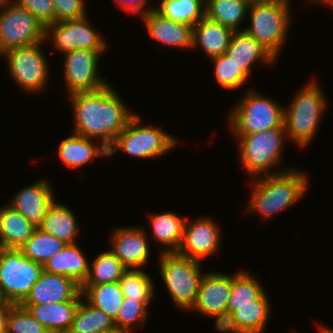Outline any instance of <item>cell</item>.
Segmentation results:
<instances>
[{"mask_svg": "<svg viewBox=\"0 0 333 333\" xmlns=\"http://www.w3.org/2000/svg\"><path fill=\"white\" fill-rule=\"evenodd\" d=\"M285 0H271L249 7L250 25L243 28L276 58L283 49L291 22V5Z\"/></svg>", "mask_w": 333, "mask_h": 333, "instance_id": "8992f818", "label": "cell"}, {"mask_svg": "<svg viewBox=\"0 0 333 333\" xmlns=\"http://www.w3.org/2000/svg\"><path fill=\"white\" fill-rule=\"evenodd\" d=\"M249 78L252 67L257 62L271 66L277 58L255 38L244 30L234 31L229 46L224 53Z\"/></svg>", "mask_w": 333, "mask_h": 333, "instance_id": "ffe728a7", "label": "cell"}, {"mask_svg": "<svg viewBox=\"0 0 333 333\" xmlns=\"http://www.w3.org/2000/svg\"><path fill=\"white\" fill-rule=\"evenodd\" d=\"M78 244L66 247L43 264V270L48 273L64 275L74 279L81 286L89 274V260L82 253Z\"/></svg>", "mask_w": 333, "mask_h": 333, "instance_id": "d4e9b609", "label": "cell"}, {"mask_svg": "<svg viewBox=\"0 0 333 333\" xmlns=\"http://www.w3.org/2000/svg\"><path fill=\"white\" fill-rule=\"evenodd\" d=\"M315 79L297 92L288 107L284 108L283 125L287 138L299 147L313 140L327 106V99ZM289 135V136H288Z\"/></svg>", "mask_w": 333, "mask_h": 333, "instance_id": "3957f363", "label": "cell"}, {"mask_svg": "<svg viewBox=\"0 0 333 333\" xmlns=\"http://www.w3.org/2000/svg\"><path fill=\"white\" fill-rule=\"evenodd\" d=\"M144 229L118 227L111 235L110 250L126 269H141L148 262L150 245Z\"/></svg>", "mask_w": 333, "mask_h": 333, "instance_id": "ac0fdd59", "label": "cell"}, {"mask_svg": "<svg viewBox=\"0 0 333 333\" xmlns=\"http://www.w3.org/2000/svg\"><path fill=\"white\" fill-rule=\"evenodd\" d=\"M95 139L87 138L78 134L63 139L58 144V158L68 168H80L95 159L94 157L107 158L108 148L103 144L99 146L93 141ZM96 144V145H95Z\"/></svg>", "mask_w": 333, "mask_h": 333, "instance_id": "7402d4cb", "label": "cell"}, {"mask_svg": "<svg viewBox=\"0 0 333 333\" xmlns=\"http://www.w3.org/2000/svg\"><path fill=\"white\" fill-rule=\"evenodd\" d=\"M78 228L73 211L66 204L58 203L56 200L48 208L45 218L38 227L67 245L76 244Z\"/></svg>", "mask_w": 333, "mask_h": 333, "instance_id": "4316f807", "label": "cell"}, {"mask_svg": "<svg viewBox=\"0 0 333 333\" xmlns=\"http://www.w3.org/2000/svg\"><path fill=\"white\" fill-rule=\"evenodd\" d=\"M82 297L81 285L74 279L43 270L38 281L20 305L81 301Z\"/></svg>", "mask_w": 333, "mask_h": 333, "instance_id": "2e32d148", "label": "cell"}, {"mask_svg": "<svg viewBox=\"0 0 333 333\" xmlns=\"http://www.w3.org/2000/svg\"><path fill=\"white\" fill-rule=\"evenodd\" d=\"M214 62L216 81L225 89H238L249 80L225 54L210 58Z\"/></svg>", "mask_w": 333, "mask_h": 333, "instance_id": "f35d334b", "label": "cell"}, {"mask_svg": "<svg viewBox=\"0 0 333 333\" xmlns=\"http://www.w3.org/2000/svg\"><path fill=\"white\" fill-rule=\"evenodd\" d=\"M233 33L231 28L203 17L193 26L192 49L201 46L208 58L222 55L226 52Z\"/></svg>", "mask_w": 333, "mask_h": 333, "instance_id": "603a6c76", "label": "cell"}, {"mask_svg": "<svg viewBox=\"0 0 333 333\" xmlns=\"http://www.w3.org/2000/svg\"><path fill=\"white\" fill-rule=\"evenodd\" d=\"M246 3H248L249 5L252 4H259V3H265L271 0H244Z\"/></svg>", "mask_w": 333, "mask_h": 333, "instance_id": "c3c4849f", "label": "cell"}, {"mask_svg": "<svg viewBox=\"0 0 333 333\" xmlns=\"http://www.w3.org/2000/svg\"><path fill=\"white\" fill-rule=\"evenodd\" d=\"M109 83L92 92H76L68 95L73 106V133L100 139L109 148L119 133L135 115L131 113L118 92Z\"/></svg>", "mask_w": 333, "mask_h": 333, "instance_id": "6da1fadb", "label": "cell"}, {"mask_svg": "<svg viewBox=\"0 0 333 333\" xmlns=\"http://www.w3.org/2000/svg\"><path fill=\"white\" fill-rule=\"evenodd\" d=\"M249 7L244 0H205V17L233 31H241L240 24Z\"/></svg>", "mask_w": 333, "mask_h": 333, "instance_id": "f546056e", "label": "cell"}, {"mask_svg": "<svg viewBox=\"0 0 333 333\" xmlns=\"http://www.w3.org/2000/svg\"><path fill=\"white\" fill-rule=\"evenodd\" d=\"M44 41L45 27L29 10L11 0L0 2V55Z\"/></svg>", "mask_w": 333, "mask_h": 333, "instance_id": "30bf717a", "label": "cell"}, {"mask_svg": "<svg viewBox=\"0 0 333 333\" xmlns=\"http://www.w3.org/2000/svg\"><path fill=\"white\" fill-rule=\"evenodd\" d=\"M118 4L117 6H120L119 8L122 10H125L128 13H139L140 16L145 15L147 12H149L152 9H155L154 7H150L148 0H115Z\"/></svg>", "mask_w": 333, "mask_h": 333, "instance_id": "b9f144b4", "label": "cell"}, {"mask_svg": "<svg viewBox=\"0 0 333 333\" xmlns=\"http://www.w3.org/2000/svg\"><path fill=\"white\" fill-rule=\"evenodd\" d=\"M228 115L229 128L235 136L284 128V107L254 89H248Z\"/></svg>", "mask_w": 333, "mask_h": 333, "instance_id": "277c9868", "label": "cell"}, {"mask_svg": "<svg viewBox=\"0 0 333 333\" xmlns=\"http://www.w3.org/2000/svg\"><path fill=\"white\" fill-rule=\"evenodd\" d=\"M231 292V274L207 272L203 274L195 304L190 309L204 316L216 318L218 329L227 318L228 301Z\"/></svg>", "mask_w": 333, "mask_h": 333, "instance_id": "5bb4252c", "label": "cell"}, {"mask_svg": "<svg viewBox=\"0 0 333 333\" xmlns=\"http://www.w3.org/2000/svg\"><path fill=\"white\" fill-rule=\"evenodd\" d=\"M115 327L114 320L82 297L67 333H102Z\"/></svg>", "mask_w": 333, "mask_h": 333, "instance_id": "4dcf8cb0", "label": "cell"}, {"mask_svg": "<svg viewBox=\"0 0 333 333\" xmlns=\"http://www.w3.org/2000/svg\"><path fill=\"white\" fill-rule=\"evenodd\" d=\"M151 300H133L131 298H124L121 308L119 309L117 317L114 319L115 327L133 330L138 323L143 326L148 314V305Z\"/></svg>", "mask_w": 333, "mask_h": 333, "instance_id": "74e56055", "label": "cell"}, {"mask_svg": "<svg viewBox=\"0 0 333 333\" xmlns=\"http://www.w3.org/2000/svg\"><path fill=\"white\" fill-rule=\"evenodd\" d=\"M43 271V265L23 255L20 249L0 248V289L10 304H20Z\"/></svg>", "mask_w": 333, "mask_h": 333, "instance_id": "9c48e42d", "label": "cell"}, {"mask_svg": "<svg viewBox=\"0 0 333 333\" xmlns=\"http://www.w3.org/2000/svg\"><path fill=\"white\" fill-rule=\"evenodd\" d=\"M141 116L135 114L127 126L119 133L114 143L108 148V157L118 152L137 157L151 159L167 154L179 143L172 134L153 125L143 126Z\"/></svg>", "mask_w": 333, "mask_h": 333, "instance_id": "ba28073f", "label": "cell"}, {"mask_svg": "<svg viewBox=\"0 0 333 333\" xmlns=\"http://www.w3.org/2000/svg\"><path fill=\"white\" fill-rule=\"evenodd\" d=\"M152 237L158 244L164 246L161 253L177 252L183 238V228L186 218L175 212L149 214Z\"/></svg>", "mask_w": 333, "mask_h": 333, "instance_id": "83f0119b", "label": "cell"}, {"mask_svg": "<svg viewBox=\"0 0 333 333\" xmlns=\"http://www.w3.org/2000/svg\"><path fill=\"white\" fill-rule=\"evenodd\" d=\"M66 245L53 235L37 228L31 238L22 245L20 250L30 260L43 265L55 254L62 251Z\"/></svg>", "mask_w": 333, "mask_h": 333, "instance_id": "836d02e7", "label": "cell"}, {"mask_svg": "<svg viewBox=\"0 0 333 333\" xmlns=\"http://www.w3.org/2000/svg\"><path fill=\"white\" fill-rule=\"evenodd\" d=\"M318 332L319 333H333V329H331V328H327V326L325 327H323V325H320L319 327H318Z\"/></svg>", "mask_w": 333, "mask_h": 333, "instance_id": "7dc6e473", "label": "cell"}, {"mask_svg": "<svg viewBox=\"0 0 333 333\" xmlns=\"http://www.w3.org/2000/svg\"><path fill=\"white\" fill-rule=\"evenodd\" d=\"M6 310H0V333H5Z\"/></svg>", "mask_w": 333, "mask_h": 333, "instance_id": "7bdbcfd3", "label": "cell"}, {"mask_svg": "<svg viewBox=\"0 0 333 333\" xmlns=\"http://www.w3.org/2000/svg\"><path fill=\"white\" fill-rule=\"evenodd\" d=\"M9 305H10V303L2 295V291L0 289V310H7Z\"/></svg>", "mask_w": 333, "mask_h": 333, "instance_id": "ee69618b", "label": "cell"}, {"mask_svg": "<svg viewBox=\"0 0 333 333\" xmlns=\"http://www.w3.org/2000/svg\"><path fill=\"white\" fill-rule=\"evenodd\" d=\"M82 296L89 304L102 310L113 320L122 306L124 295L119 282L99 285H82Z\"/></svg>", "mask_w": 333, "mask_h": 333, "instance_id": "f1b7e54d", "label": "cell"}, {"mask_svg": "<svg viewBox=\"0 0 333 333\" xmlns=\"http://www.w3.org/2000/svg\"><path fill=\"white\" fill-rule=\"evenodd\" d=\"M15 194L9 205L38 228L45 218L48 208L55 201V194H53L50 183L46 180H39L20 189Z\"/></svg>", "mask_w": 333, "mask_h": 333, "instance_id": "d6986e66", "label": "cell"}, {"mask_svg": "<svg viewBox=\"0 0 333 333\" xmlns=\"http://www.w3.org/2000/svg\"><path fill=\"white\" fill-rule=\"evenodd\" d=\"M151 278L143 269H126L119 280L124 298L152 300L155 290Z\"/></svg>", "mask_w": 333, "mask_h": 333, "instance_id": "e575fe53", "label": "cell"}, {"mask_svg": "<svg viewBox=\"0 0 333 333\" xmlns=\"http://www.w3.org/2000/svg\"><path fill=\"white\" fill-rule=\"evenodd\" d=\"M220 230L218 224L208 217H199L190 223L186 219L182 242L177 253L200 262L213 256L221 245Z\"/></svg>", "mask_w": 333, "mask_h": 333, "instance_id": "9a60e30c", "label": "cell"}, {"mask_svg": "<svg viewBox=\"0 0 333 333\" xmlns=\"http://www.w3.org/2000/svg\"><path fill=\"white\" fill-rule=\"evenodd\" d=\"M308 2L311 3V4H312V2H313V3H317V4H318V3H320V4L322 3V5H323V4H325V5H327V6L329 5L330 8L333 9V0H309Z\"/></svg>", "mask_w": 333, "mask_h": 333, "instance_id": "f6af8a7d", "label": "cell"}, {"mask_svg": "<svg viewBox=\"0 0 333 333\" xmlns=\"http://www.w3.org/2000/svg\"><path fill=\"white\" fill-rule=\"evenodd\" d=\"M159 271L174 306L190 310L195 304L203 277L200 261L177 252L160 253Z\"/></svg>", "mask_w": 333, "mask_h": 333, "instance_id": "5b68a950", "label": "cell"}, {"mask_svg": "<svg viewBox=\"0 0 333 333\" xmlns=\"http://www.w3.org/2000/svg\"><path fill=\"white\" fill-rule=\"evenodd\" d=\"M102 333H131V331H128L126 329H122L119 327H114V328L107 330L105 332H102Z\"/></svg>", "mask_w": 333, "mask_h": 333, "instance_id": "bcb514c9", "label": "cell"}, {"mask_svg": "<svg viewBox=\"0 0 333 333\" xmlns=\"http://www.w3.org/2000/svg\"><path fill=\"white\" fill-rule=\"evenodd\" d=\"M89 266V274L83 285H99L119 282L126 268L111 250L99 255Z\"/></svg>", "mask_w": 333, "mask_h": 333, "instance_id": "d6a6232c", "label": "cell"}, {"mask_svg": "<svg viewBox=\"0 0 333 333\" xmlns=\"http://www.w3.org/2000/svg\"><path fill=\"white\" fill-rule=\"evenodd\" d=\"M43 42L13 48L4 52L11 78L22 90L37 93L44 89L49 77V67L41 49Z\"/></svg>", "mask_w": 333, "mask_h": 333, "instance_id": "8fae6325", "label": "cell"}, {"mask_svg": "<svg viewBox=\"0 0 333 333\" xmlns=\"http://www.w3.org/2000/svg\"><path fill=\"white\" fill-rule=\"evenodd\" d=\"M268 298L264 291L253 304L228 306L227 318L217 330L221 333H263L271 312Z\"/></svg>", "mask_w": 333, "mask_h": 333, "instance_id": "e0dca14e", "label": "cell"}, {"mask_svg": "<svg viewBox=\"0 0 333 333\" xmlns=\"http://www.w3.org/2000/svg\"><path fill=\"white\" fill-rule=\"evenodd\" d=\"M55 22L80 19L87 16L84 0H52Z\"/></svg>", "mask_w": 333, "mask_h": 333, "instance_id": "60d3db41", "label": "cell"}, {"mask_svg": "<svg viewBox=\"0 0 333 333\" xmlns=\"http://www.w3.org/2000/svg\"><path fill=\"white\" fill-rule=\"evenodd\" d=\"M285 128H272L250 135L236 136L239 147V158L250 177L277 174L285 170L272 171L280 164L283 156L284 140L287 138Z\"/></svg>", "mask_w": 333, "mask_h": 333, "instance_id": "52a82bcc", "label": "cell"}, {"mask_svg": "<svg viewBox=\"0 0 333 333\" xmlns=\"http://www.w3.org/2000/svg\"><path fill=\"white\" fill-rule=\"evenodd\" d=\"M80 301H63L51 304L21 305L28 309L50 333H67L70 330Z\"/></svg>", "mask_w": 333, "mask_h": 333, "instance_id": "cb8c5ba5", "label": "cell"}, {"mask_svg": "<svg viewBox=\"0 0 333 333\" xmlns=\"http://www.w3.org/2000/svg\"><path fill=\"white\" fill-rule=\"evenodd\" d=\"M104 51L76 49L64 55V82L68 95L76 92L97 91L109 83L98 76V64Z\"/></svg>", "mask_w": 333, "mask_h": 333, "instance_id": "4fadbf2b", "label": "cell"}, {"mask_svg": "<svg viewBox=\"0 0 333 333\" xmlns=\"http://www.w3.org/2000/svg\"><path fill=\"white\" fill-rule=\"evenodd\" d=\"M155 10L174 22L197 24L205 17V0H159Z\"/></svg>", "mask_w": 333, "mask_h": 333, "instance_id": "1f68e13d", "label": "cell"}, {"mask_svg": "<svg viewBox=\"0 0 333 333\" xmlns=\"http://www.w3.org/2000/svg\"><path fill=\"white\" fill-rule=\"evenodd\" d=\"M247 212L258 213L262 219L292 207L308 189L309 179L297 169L252 178Z\"/></svg>", "mask_w": 333, "mask_h": 333, "instance_id": "7a4b0ae2", "label": "cell"}, {"mask_svg": "<svg viewBox=\"0 0 333 333\" xmlns=\"http://www.w3.org/2000/svg\"><path fill=\"white\" fill-rule=\"evenodd\" d=\"M150 37L169 47L192 49L193 26L165 18L155 9L141 16Z\"/></svg>", "mask_w": 333, "mask_h": 333, "instance_id": "44dd1931", "label": "cell"}, {"mask_svg": "<svg viewBox=\"0 0 333 333\" xmlns=\"http://www.w3.org/2000/svg\"><path fill=\"white\" fill-rule=\"evenodd\" d=\"M16 5L29 10L46 28L55 22V10L52 0H11Z\"/></svg>", "mask_w": 333, "mask_h": 333, "instance_id": "ab89813d", "label": "cell"}, {"mask_svg": "<svg viewBox=\"0 0 333 333\" xmlns=\"http://www.w3.org/2000/svg\"><path fill=\"white\" fill-rule=\"evenodd\" d=\"M257 280L259 281V279L245 271H238L235 275H231V292L228 306L253 304V300L264 292V287Z\"/></svg>", "mask_w": 333, "mask_h": 333, "instance_id": "d590c367", "label": "cell"}, {"mask_svg": "<svg viewBox=\"0 0 333 333\" xmlns=\"http://www.w3.org/2000/svg\"><path fill=\"white\" fill-rule=\"evenodd\" d=\"M37 227L9 205L0 208V248L20 249Z\"/></svg>", "mask_w": 333, "mask_h": 333, "instance_id": "484cf974", "label": "cell"}, {"mask_svg": "<svg viewBox=\"0 0 333 333\" xmlns=\"http://www.w3.org/2000/svg\"><path fill=\"white\" fill-rule=\"evenodd\" d=\"M5 333H50L28 309L10 304L6 310Z\"/></svg>", "mask_w": 333, "mask_h": 333, "instance_id": "8d00e7d4", "label": "cell"}, {"mask_svg": "<svg viewBox=\"0 0 333 333\" xmlns=\"http://www.w3.org/2000/svg\"><path fill=\"white\" fill-rule=\"evenodd\" d=\"M92 26L88 16L54 22L45 28V40L51 39L52 45L63 54L76 49L107 50V41Z\"/></svg>", "mask_w": 333, "mask_h": 333, "instance_id": "7c38bea8", "label": "cell"}]
</instances>
